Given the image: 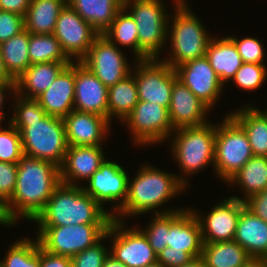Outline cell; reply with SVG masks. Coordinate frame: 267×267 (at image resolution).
Instances as JSON below:
<instances>
[{
  "label": "cell",
  "mask_w": 267,
  "mask_h": 267,
  "mask_svg": "<svg viewBox=\"0 0 267 267\" xmlns=\"http://www.w3.org/2000/svg\"><path fill=\"white\" fill-rule=\"evenodd\" d=\"M130 129L133 142L138 145L161 144L170 139L173 128L169 110L157 103L139 100L131 113L123 120ZM128 124V125H127ZM169 136V137H168Z\"/></svg>",
  "instance_id": "10"
},
{
  "label": "cell",
  "mask_w": 267,
  "mask_h": 267,
  "mask_svg": "<svg viewBox=\"0 0 267 267\" xmlns=\"http://www.w3.org/2000/svg\"><path fill=\"white\" fill-rule=\"evenodd\" d=\"M54 36L71 62H80L99 33L67 3L56 21Z\"/></svg>",
  "instance_id": "13"
},
{
  "label": "cell",
  "mask_w": 267,
  "mask_h": 267,
  "mask_svg": "<svg viewBox=\"0 0 267 267\" xmlns=\"http://www.w3.org/2000/svg\"><path fill=\"white\" fill-rule=\"evenodd\" d=\"M104 239L105 236L92 247L71 257V267H102L109 256V250L102 243Z\"/></svg>",
  "instance_id": "41"
},
{
  "label": "cell",
  "mask_w": 267,
  "mask_h": 267,
  "mask_svg": "<svg viewBox=\"0 0 267 267\" xmlns=\"http://www.w3.org/2000/svg\"><path fill=\"white\" fill-rule=\"evenodd\" d=\"M124 0H67V3L99 34L111 24L123 8Z\"/></svg>",
  "instance_id": "28"
},
{
  "label": "cell",
  "mask_w": 267,
  "mask_h": 267,
  "mask_svg": "<svg viewBox=\"0 0 267 267\" xmlns=\"http://www.w3.org/2000/svg\"><path fill=\"white\" fill-rule=\"evenodd\" d=\"M146 164L141 166L131 182L129 177L126 201L112 218L121 221L123 217L137 216L154 210L155 214L182 210L174 208L161 212L157 211V208L187 188L188 182L185 177L175 176L173 173Z\"/></svg>",
  "instance_id": "2"
},
{
  "label": "cell",
  "mask_w": 267,
  "mask_h": 267,
  "mask_svg": "<svg viewBox=\"0 0 267 267\" xmlns=\"http://www.w3.org/2000/svg\"><path fill=\"white\" fill-rule=\"evenodd\" d=\"M75 62H71L36 100L47 115L64 118L74 110Z\"/></svg>",
  "instance_id": "23"
},
{
  "label": "cell",
  "mask_w": 267,
  "mask_h": 267,
  "mask_svg": "<svg viewBox=\"0 0 267 267\" xmlns=\"http://www.w3.org/2000/svg\"><path fill=\"white\" fill-rule=\"evenodd\" d=\"M163 4L162 0H124L123 2V8L126 11L130 10L129 14L137 25L138 60L158 59L167 41L170 16L165 9L167 7Z\"/></svg>",
  "instance_id": "5"
},
{
  "label": "cell",
  "mask_w": 267,
  "mask_h": 267,
  "mask_svg": "<svg viewBox=\"0 0 267 267\" xmlns=\"http://www.w3.org/2000/svg\"><path fill=\"white\" fill-rule=\"evenodd\" d=\"M201 257L205 267H248L254 261L234 240L204 243Z\"/></svg>",
  "instance_id": "29"
},
{
  "label": "cell",
  "mask_w": 267,
  "mask_h": 267,
  "mask_svg": "<svg viewBox=\"0 0 267 267\" xmlns=\"http://www.w3.org/2000/svg\"><path fill=\"white\" fill-rule=\"evenodd\" d=\"M129 175L124 168L114 161L106 159L99 170L87 180L84 192L95 199L102 207L107 202L118 204L110 210L113 216L125 203L128 194ZM120 200V203H119ZM113 210V211H112ZM112 211V212H111Z\"/></svg>",
  "instance_id": "15"
},
{
  "label": "cell",
  "mask_w": 267,
  "mask_h": 267,
  "mask_svg": "<svg viewBox=\"0 0 267 267\" xmlns=\"http://www.w3.org/2000/svg\"><path fill=\"white\" fill-rule=\"evenodd\" d=\"M25 29L24 16L0 10V44Z\"/></svg>",
  "instance_id": "44"
},
{
  "label": "cell",
  "mask_w": 267,
  "mask_h": 267,
  "mask_svg": "<svg viewBox=\"0 0 267 267\" xmlns=\"http://www.w3.org/2000/svg\"><path fill=\"white\" fill-rule=\"evenodd\" d=\"M134 73L139 100L169 109L172 87L178 79L175 69L160 59L136 60Z\"/></svg>",
  "instance_id": "12"
},
{
  "label": "cell",
  "mask_w": 267,
  "mask_h": 267,
  "mask_svg": "<svg viewBox=\"0 0 267 267\" xmlns=\"http://www.w3.org/2000/svg\"><path fill=\"white\" fill-rule=\"evenodd\" d=\"M39 267H71V257L51 254L40 246Z\"/></svg>",
  "instance_id": "47"
},
{
  "label": "cell",
  "mask_w": 267,
  "mask_h": 267,
  "mask_svg": "<svg viewBox=\"0 0 267 267\" xmlns=\"http://www.w3.org/2000/svg\"><path fill=\"white\" fill-rule=\"evenodd\" d=\"M168 110L174 129L201 126L209 122L206 121V115L210 109L178 79L172 87Z\"/></svg>",
  "instance_id": "22"
},
{
  "label": "cell",
  "mask_w": 267,
  "mask_h": 267,
  "mask_svg": "<svg viewBox=\"0 0 267 267\" xmlns=\"http://www.w3.org/2000/svg\"><path fill=\"white\" fill-rule=\"evenodd\" d=\"M109 224L38 226L41 247L55 255L73 257L99 242Z\"/></svg>",
  "instance_id": "9"
},
{
  "label": "cell",
  "mask_w": 267,
  "mask_h": 267,
  "mask_svg": "<svg viewBox=\"0 0 267 267\" xmlns=\"http://www.w3.org/2000/svg\"><path fill=\"white\" fill-rule=\"evenodd\" d=\"M146 267H163L159 262L153 263L151 265H148Z\"/></svg>",
  "instance_id": "55"
},
{
  "label": "cell",
  "mask_w": 267,
  "mask_h": 267,
  "mask_svg": "<svg viewBox=\"0 0 267 267\" xmlns=\"http://www.w3.org/2000/svg\"><path fill=\"white\" fill-rule=\"evenodd\" d=\"M123 226L122 220L112 218L105 233L106 238L112 237L109 255L127 267H146L156 263L157 255L140 228L125 229Z\"/></svg>",
  "instance_id": "11"
},
{
  "label": "cell",
  "mask_w": 267,
  "mask_h": 267,
  "mask_svg": "<svg viewBox=\"0 0 267 267\" xmlns=\"http://www.w3.org/2000/svg\"><path fill=\"white\" fill-rule=\"evenodd\" d=\"M205 56L220 81L225 84L235 76L244 63L234 41L229 37H212L207 45Z\"/></svg>",
  "instance_id": "26"
},
{
  "label": "cell",
  "mask_w": 267,
  "mask_h": 267,
  "mask_svg": "<svg viewBox=\"0 0 267 267\" xmlns=\"http://www.w3.org/2000/svg\"><path fill=\"white\" fill-rule=\"evenodd\" d=\"M244 203L253 214L267 222V189L249 197Z\"/></svg>",
  "instance_id": "46"
},
{
  "label": "cell",
  "mask_w": 267,
  "mask_h": 267,
  "mask_svg": "<svg viewBox=\"0 0 267 267\" xmlns=\"http://www.w3.org/2000/svg\"><path fill=\"white\" fill-rule=\"evenodd\" d=\"M28 54L31 65L47 62L71 63L62 51L54 34H33L29 32Z\"/></svg>",
  "instance_id": "34"
},
{
  "label": "cell",
  "mask_w": 267,
  "mask_h": 267,
  "mask_svg": "<svg viewBox=\"0 0 267 267\" xmlns=\"http://www.w3.org/2000/svg\"><path fill=\"white\" fill-rule=\"evenodd\" d=\"M15 83V80L7 73L0 54V84Z\"/></svg>",
  "instance_id": "50"
},
{
  "label": "cell",
  "mask_w": 267,
  "mask_h": 267,
  "mask_svg": "<svg viewBox=\"0 0 267 267\" xmlns=\"http://www.w3.org/2000/svg\"><path fill=\"white\" fill-rule=\"evenodd\" d=\"M14 106V114L8 120L13 127H28V122L40 121L46 115L36 99L24 98L16 93Z\"/></svg>",
  "instance_id": "37"
},
{
  "label": "cell",
  "mask_w": 267,
  "mask_h": 267,
  "mask_svg": "<svg viewBox=\"0 0 267 267\" xmlns=\"http://www.w3.org/2000/svg\"><path fill=\"white\" fill-rule=\"evenodd\" d=\"M217 125L209 122L201 126L182 127L175 129L170 147L173 158L180 170L188 176L205 169L208 165L214 167L215 136Z\"/></svg>",
  "instance_id": "6"
},
{
  "label": "cell",
  "mask_w": 267,
  "mask_h": 267,
  "mask_svg": "<svg viewBox=\"0 0 267 267\" xmlns=\"http://www.w3.org/2000/svg\"><path fill=\"white\" fill-rule=\"evenodd\" d=\"M230 182V183H229ZM228 184L239 185L243 193L241 201L247 200L249 197L261 193L267 189V157L253 156L237 173H235L228 181Z\"/></svg>",
  "instance_id": "31"
},
{
  "label": "cell",
  "mask_w": 267,
  "mask_h": 267,
  "mask_svg": "<svg viewBox=\"0 0 267 267\" xmlns=\"http://www.w3.org/2000/svg\"><path fill=\"white\" fill-rule=\"evenodd\" d=\"M244 207L243 201L231 196L217 203L206 217L191 208L200 223L203 243L232 241Z\"/></svg>",
  "instance_id": "16"
},
{
  "label": "cell",
  "mask_w": 267,
  "mask_h": 267,
  "mask_svg": "<svg viewBox=\"0 0 267 267\" xmlns=\"http://www.w3.org/2000/svg\"><path fill=\"white\" fill-rule=\"evenodd\" d=\"M18 163L0 161V205L3 207L13 195L16 186Z\"/></svg>",
  "instance_id": "43"
},
{
  "label": "cell",
  "mask_w": 267,
  "mask_h": 267,
  "mask_svg": "<svg viewBox=\"0 0 267 267\" xmlns=\"http://www.w3.org/2000/svg\"><path fill=\"white\" fill-rule=\"evenodd\" d=\"M15 128L25 155L61 166L68 148L63 118L46 114L40 121L28 122V127Z\"/></svg>",
  "instance_id": "7"
},
{
  "label": "cell",
  "mask_w": 267,
  "mask_h": 267,
  "mask_svg": "<svg viewBox=\"0 0 267 267\" xmlns=\"http://www.w3.org/2000/svg\"><path fill=\"white\" fill-rule=\"evenodd\" d=\"M266 75L267 70L264 64L243 63L231 81H234L238 88L255 91L266 80Z\"/></svg>",
  "instance_id": "40"
},
{
  "label": "cell",
  "mask_w": 267,
  "mask_h": 267,
  "mask_svg": "<svg viewBox=\"0 0 267 267\" xmlns=\"http://www.w3.org/2000/svg\"><path fill=\"white\" fill-rule=\"evenodd\" d=\"M105 160L101 146H68L59 167L61 183L77 186L80 180L87 181Z\"/></svg>",
  "instance_id": "21"
},
{
  "label": "cell",
  "mask_w": 267,
  "mask_h": 267,
  "mask_svg": "<svg viewBox=\"0 0 267 267\" xmlns=\"http://www.w3.org/2000/svg\"><path fill=\"white\" fill-rule=\"evenodd\" d=\"M217 124L215 136L214 172L227 181L252 157L253 152L243 127L228 113Z\"/></svg>",
  "instance_id": "8"
},
{
  "label": "cell",
  "mask_w": 267,
  "mask_h": 267,
  "mask_svg": "<svg viewBox=\"0 0 267 267\" xmlns=\"http://www.w3.org/2000/svg\"><path fill=\"white\" fill-rule=\"evenodd\" d=\"M31 0H0V10L25 16Z\"/></svg>",
  "instance_id": "48"
},
{
  "label": "cell",
  "mask_w": 267,
  "mask_h": 267,
  "mask_svg": "<svg viewBox=\"0 0 267 267\" xmlns=\"http://www.w3.org/2000/svg\"><path fill=\"white\" fill-rule=\"evenodd\" d=\"M192 259L193 257L188 252L177 251L172 247L164 248L157 255V262L163 267H181L189 263Z\"/></svg>",
  "instance_id": "45"
},
{
  "label": "cell",
  "mask_w": 267,
  "mask_h": 267,
  "mask_svg": "<svg viewBox=\"0 0 267 267\" xmlns=\"http://www.w3.org/2000/svg\"><path fill=\"white\" fill-rule=\"evenodd\" d=\"M138 89L133 73L108 87V120L123 121L138 103Z\"/></svg>",
  "instance_id": "32"
},
{
  "label": "cell",
  "mask_w": 267,
  "mask_h": 267,
  "mask_svg": "<svg viewBox=\"0 0 267 267\" xmlns=\"http://www.w3.org/2000/svg\"><path fill=\"white\" fill-rule=\"evenodd\" d=\"M203 240L200 223L189 208L169 213L167 247L188 252L193 258L201 257Z\"/></svg>",
  "instance_id": "20"
},
{
  "label": "cell",
  "mask_w": 267,
  "mask_h": 267,
  "mask_svg": "<svg viewBox=\"0 0 267 267\" xmlns=\"http://www.w3.org/2000/svg\"><path fill=\"white\" fill-rule=\"evenodd\" d=\"M185 1L187 0H174L175 15L172 16L171 25L168 24L167 36L169 37L167 39L170 41L169 46L172 50L169 52L170 57L165 60L162 58V61L173 69L205 56L207 45L212 38L200 19L190 11Z\"/></svg>",
  "instance_id": "4"
},
{
  "label": "cell",
  "mask_w": 267,
  "mask_h": 267,
  "mask_svg": "<svg viewBox=\"0 0 267 267\" xmlns=\"http://www.w3.org/2000/svg\"><path fill=\"white\" fill-rule=\"evenodd\" d=\"M229 37L234 41L244 63L264 64V49L257 38L245 37L238 39L234 36Z\"/></svg>",
  "instance_id": "42"
},
{
  "label": "cell",
  "mask_w": 267,
  "mask_h": 267,
  "mask_svg": "<svg viewBox=\"0 0 267 267\" xmlns=\"http://www.w3.org/2000/svg\"><path fill=\"white\" fill-rule=\"evenodd\" d=\"M74 110L108 119V87L86 66L76 61Z\"/></svg>",
  "instance_id": "18"
},
{
  "label": "cell",
  "mask_w": 267,
  "mask_h": 267,
  "mask_svg": "<svg viewBox=\"0 0 267 267\" xmlns=\"http://www.w3.org/2000/svg\"><path fill=\"white\" fill-rule=\"evenodd\" d=\"M233 240L254 260L267 261V222L246 207L241 210Z\"/></svg>",
  "instance_id": "24"
},
{
  "label": "cell",
  "mask_w": 267,
  "mask_h": 267,
  "mask_svg": "<svg viewBox=\"0 0 267 267\" xmlns=\"http://www.w3.org/2000/svg\"><path fill=\"white\" fill-rule=\"evenodd\" d=\"M110 42L118 43L121 46L130 47L138 60V31L137 25L124 8L117 14L112 24L102 33Z\"/></svg>",
  "instance_id": "35"
},
{
  "label": "cell",
  "mask_w": 267,
  "mask_h": 267,
  "mask_svg": "<svg viewBox=\"0 0 267 267\" xmlns=\"http://www.w3.org/2000/svg\"><path fill=\"white\" fill-rule=\"evenodd\" d=\"M252 104L232 111L230 115L245 130L253 156L267 157V116Z\"/></svg>",
  "instance_id": "27"
},
{
  "label": "cell",
  "mask_w": 267,
  "mask_h": 267,
  "mask_svg": "<svg viewBox=\"0 0 267 267\" xmlns=\"http://www.w3.org/2000/svg\"><path fill=\"white\" fill-rule=\"evenodd\" d=\"M40 246L38 238L34 241L26 237L16 240L0 261V267H39Z\"/></svg>",
  "instance_id": "36"
},
{
  "label": "cell",
  "mask_w": 267,
  "mask_h": 267,
  "mask_svg": "<svg viewBox=\"0 0 267 267\" xmlns=\"http://www.w3.org/2000/svg\"><path fill=\"white\" fill-rule=\"evenodd\" d=\"M67 0H31L24 16L25 29L33 34H53Z\"/></svg>",
  "instance_id": "30"
},
{
  "label": "cell",
  "mask_w": 267,
  "mask_h": 267,
  "mask_svg": "<svg viewBox=\"0 0 267 267\" xmlns=\"http://www.w3.org/2000/svg\"><path fill=\"white\" fill-rule=\"evenodd\" d=\"M263 113L267 116V109H265V111Z\"/></svg>",
  "instance_id": "56"
},
{
  "label": "cell",
  "mask_w": 267,
  "mask_h": 267,
  "mask_svg": "<svg viewBox=\"0 0 267 267\" xmlns=\"http://www.w3.org/2000/svg\"><path fill=\"white\" fill-rule=\"evenodd\" d=\"M29 31L19 32L0 44V54L7 73L16 80L30 65Z\"/></svg>",
  "instance_id": "33"
},
{
  "label": "cell",
  "mask_w": 267,
  "mask_h": 267,
  "mask_svg": "<svg viewBox=\"0 0 267 267\" xmlns=\"http://www.w3.org/2000/svg\"><path fill=\"white\" fill-rule=\"evenodd\" d=\"M68 146H100L110 121L97 114L72 110L63 118Z\"/></svg>",
  "instance_id": "19"
},
{
  "label": "cell",
  "mask_w": 267,
  "mask_h": 267,
  "mask_svg": "<svg viewBox=\"0 0 267 267\" xmlns=\"http://www.w3.org/2000/svg\"><path fill=\"white\" fill-rule=\"evenodd\" d=\"M60 184L59 166L24 154L18 162L12 198L2 207L9 226L15 225L20 216L33 221Z\"/></svg>",
  "instance_id": "1"
},
{
  "label": "cell",
  "mask_w": 267,
  "mask_h": 267,
  "mask_svg": "<svg viewBox=\"0 0 267 267\" xmlns=\"http://www.w3.org/2000/svg\"><path fill=\"white\" fill-rule=\"evenodd\" d=\"M102 267H127V266L124 263L115 260L111 255H109L105 259Z\"/></svg>",
  "instance_id": "51"
},
{
  "label": "cell",
  "mask_w": 267,
  "mask_h": 267,
  "mask_svg": "<svg viewBox=\"0 0 267 267\" xmlns=\"http://www.w3.org/2000/svg\"><path fill=\"white\" fill-rule=\"evenodd\" d=\"M181 267H205V263L202 257L193 258L189 263L184 264Z\"/></svg>",
  "instance_id": "52"
},
{
  "label": "cell",
  "mask_w": 267,
  "mask_h": 267,
  "mask_svg": "<svg viewBox=\"0 0 267 267\" xmlns=\"http://www.w3.org/2000/svg\"><path fill=\"white\" fill-rule=\"evenodd\" d=\"M104 209L83 186L61 183L33 221L39 226L110 224L112 215Z\"/></svg>",
  "instance_id": "3"
},
{
  "label": "cell",
  "mask_w": 267,
  "mask_h": 267,
  "mask_svg": "<svg viewBox=\"0 0 267 267\" xmlns=\"http://www.w3.org/2000/svg\"><path fill=\"white\" fill-rule=\"evenodd\" d=\"M80 62L107 87L115 85L132 72L131 64L128 65L118 44L110 42L102 34L94 39L87 55Z\"/></svg>",
  "instance_id": "14"
},
{
  "label": "cell",
  "mask_w": 267,
  "mask_h": 267,
  "mask_svg": "<svg viewBox=\"0 0 267 267\" xmlns=\"http://www.w3.org/2000/svg\"><path fill=\"white\" fill-rule=\"evenodd\" d=\"M23 155L20 132L8 122L7 129L0 128V161L18 163Z\"/></svg>",
  "instance_id": "38"
},
{
  "label": "cell",
  "mask_w": 267,
  "mask_h": 267,
  "mask_svg": "<svg viewBox=\"0 0 267 267\" xmlns=\"http://www.w3.org/2000/svg\"><path fill=\"white\" fill-rule=\"evenodd\" d=\"M70 63L47 62L30 65L16 80V94L36 99L53 83L58 74ZM27 91V92H26Z\"/></svg>",
  "instance_id": "25"
},
{
  "label": "cell",
  "mask_w": 267,
  "mask_h": 267,
  "mask_svg": "<svg viewBox=\"0 0 267 267\" xmlns=\"http://www.w3.org/2000/svg\"><path fill=\"white\" fill-rule=\"evenodd\" d=\"M0 224L4 225V226H8L9 224L7 223V221L5 220L4 214H3V210H2V206L0 205Z\"/></svg>",
  "instance_id": "54"
},
{
  "label": "cell",
  "mask_w": 267,
  "mask_h": 267,
  "mask_svg": "<svg viewBox=\"0 0 267 267\" xmlns=\"http://www.w3.org/2000/svg\"><path fill=\"white\" fill-rule=\"evenodd\" d=\"M248 267H267V261L254 260Z\"/></svg>",
  "instance_id": "53"
},
{
  "label": "cell",
  "mask_w": 267,
  "mask_h": 267,
  "mask_svg": "<svg viewBox=\"0 0 267 267\" xmlns=\"http://www.w3.org/2000/svg\"><path fill=\"white\" fill-rule=\"evenodd\" d=\"M150 224L147 223L145 229H140L147 238L153 251L158 255L164 248L167 247L168 232H169V213L154 214Z\"/></svg>",
  "instance_id": "39"
},
{
  "label": "cell",
  "mask_w": 267,
  "mask_h": 267,
  "mask_svg": "<svg viewBox=\"0 0 267 267\" xmlns=\"http://www.w3.org/2000/svg\"><path fill=\"white\" fill-rule=\"evenodd\" d=\"M5 91L8 93L10 91V93L12 92L13 94H15L16 93V84L15 83L0 84V124L4 120V117L6 116V114L3 113V111H2V109H4L2 105L4 104L3 103L4 97H5L4 95L6 94Z\"/></svg>",
  "instance_id": "49"
},
{
  "label": "cell",
  "mask_w": 267,
  "mask_h": 267,
  "mask_svg": "<svg viewBox=\"0 0 267 267\" xmlns=\"http://www.w3.org/2000/svg\"><path fill=\"white\" fill-rule=\"evenodd\" d=\"M178 80L188 87L209 109L220 99L224 84L206 56L188 61L175 68Z\"/></svg>",
  "instance_id": "17"
}]
</instances>
